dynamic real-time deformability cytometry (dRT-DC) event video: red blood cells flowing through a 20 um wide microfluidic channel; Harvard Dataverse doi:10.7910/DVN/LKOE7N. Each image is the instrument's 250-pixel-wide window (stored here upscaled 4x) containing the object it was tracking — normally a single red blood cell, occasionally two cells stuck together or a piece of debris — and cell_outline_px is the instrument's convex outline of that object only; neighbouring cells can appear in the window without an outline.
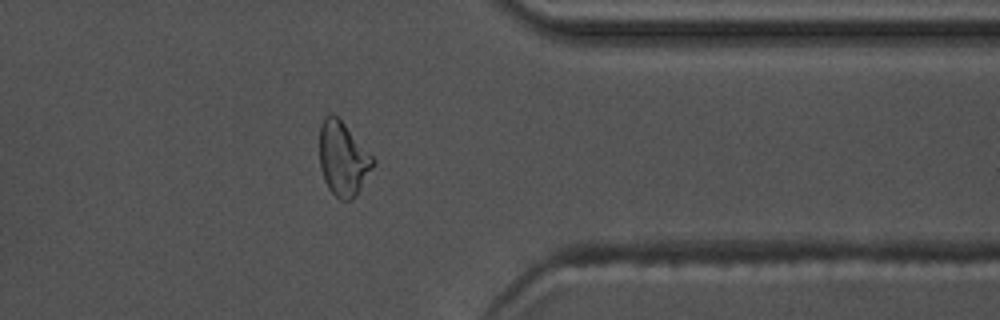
{"species": "common noctule bat (a hibernating species)", "species_latin": "Nyctalus noctula", "temperature_condition": "warm", "stored_images_in_passage": 40, "camera_frame_rate_fps": 3000, "um_per_image_px": 0.085, "animal": {"sex": "male", "body_mass_g": 17.5, "forearm_length_mm": 52.3}, "frame": {"image": 1, "passage_image": 29, "time_ms": 9.333, "image_size_px": [1000, 320], "cell_outline_px": [[376, 164], [356, 196], [352, 200], [340, 200], [328, 188], [324, 180], [320, 168], [320, 124], [324, 116], [332, 112], [344, 124], [376, 160]], "centroid_in_image_um": [29.16, 13.51], "position_along_channel_um": 382.2, "area_um2": 23.12}, "authors_computed_cell_mechanics": {"area_um2": 22.4553, "velocity_mm_per_s": 3.7463, "shape_relaxation_time_tau1_ms": 7.3668, "shape_relaxation_time_tau2_ms": 2.1326, "deformation_change_tau1": 0.2213, "deformation_change_tau2": 0.0962}}